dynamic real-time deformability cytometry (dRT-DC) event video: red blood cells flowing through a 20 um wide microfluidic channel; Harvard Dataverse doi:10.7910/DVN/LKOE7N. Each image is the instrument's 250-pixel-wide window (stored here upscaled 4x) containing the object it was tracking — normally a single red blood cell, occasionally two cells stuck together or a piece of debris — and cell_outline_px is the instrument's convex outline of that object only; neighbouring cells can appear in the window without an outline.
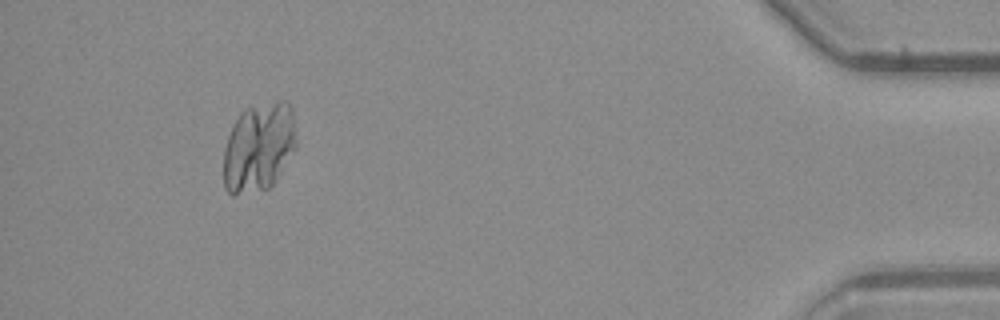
{"species": "common noctule bat (a hibernating species)", "species_latin": "Nyctalus noctula", "temperature_condition": "warm", "stored_images_in_passage": 48, "segment_of_instrument_passage": [2, 2], "camera_frame_rate_fps": 3000, "um_per_image_px": 0.085, "animal": {"sex": "male", "body_mass_g": 23.1, "forearm_length_mm": 52.7}, "frame": {"image": 1, "passage_image": 48, "time_ms": 15.667, "image_size_px": [1000, 320], "cell_outline_px": [[284, 148], [276, 160], [272, 164], [236, 192], [224, 172], [224, 164], [256, 120]], "centroid_in_image_um": [21.4, 13.29], "position_along_channel_um": 413.8, "area_um2": 15.72}}